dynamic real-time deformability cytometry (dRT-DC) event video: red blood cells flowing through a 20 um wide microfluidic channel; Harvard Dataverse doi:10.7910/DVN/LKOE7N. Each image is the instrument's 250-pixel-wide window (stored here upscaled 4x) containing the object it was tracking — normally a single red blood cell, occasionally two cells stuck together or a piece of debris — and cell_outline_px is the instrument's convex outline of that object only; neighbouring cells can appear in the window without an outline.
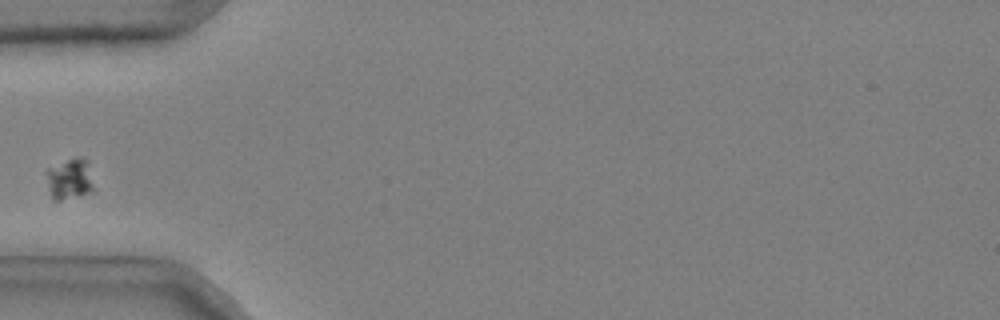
{"species": "common noctule bat (a hibernating species)", "species_latin": "Nyctalus noctula", "temperature_condition": "cold", "stored_images_in_passage": 36, "camera_frame_rate_fps": 3000, "um_per_image_px": 0.085, "animal": {"sex": "male", "body_mass_g": 20.4}, "frame": {"image": 1, "passage_image": 1, "time_ms": 0.0, "image_size_px": [1000, 320], "cell_outline_px": [[92, 192], [60, 200], [52, 200], [48, 188], [44, 172], [48, 168], [68, 160], [80, 156], [88, 160], [92, 184]], "centroid_in_image_um": [5.88, 15.21], "position_along_channel_um": 79.1, "area_um2": 11.27}}
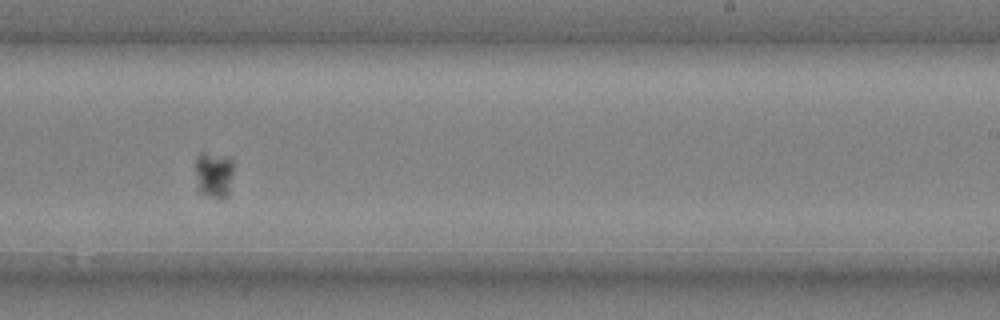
{"frame": {"image": 2, "passage_image": 17, "time_ms": 5.333, "image_size_px": [1000, 320], "cell_outline_px": [[232, 172], [228, 196], [212, 196], [196, 192], [196, 156], [200, 152], [204, 152], [228, 156], [232, 160]], "centroid_in_image_um": [18.13, 14.81], "position_along_channel_um": 270.9, "area_um2": 10.29}}
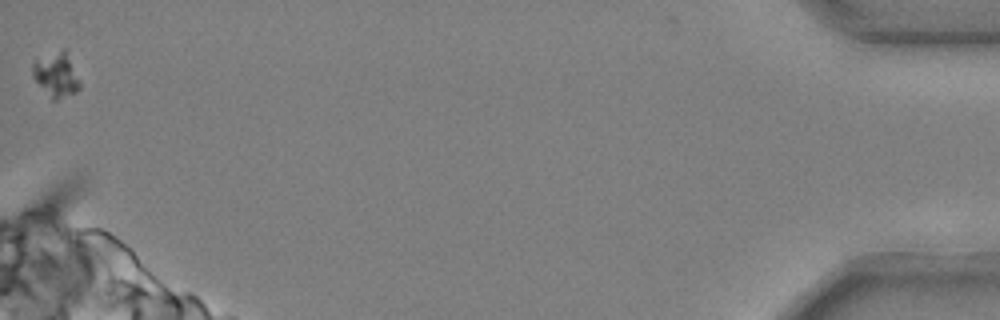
{"frame": {"image": 3, "passage_image": 36, "time_ms": 11.667, "image_size_px": [1000, 320], "cell_outline_px": [[80, 88], [76, 92], [56, 100], [52, 100], [32, 76], [32, 64], [36, 60], [64, 48], [80, 80]], "centroid_in_image_um": [4.78, 6.38], "position_along_channel_um": 430.4, "area_um2": 11.96}}